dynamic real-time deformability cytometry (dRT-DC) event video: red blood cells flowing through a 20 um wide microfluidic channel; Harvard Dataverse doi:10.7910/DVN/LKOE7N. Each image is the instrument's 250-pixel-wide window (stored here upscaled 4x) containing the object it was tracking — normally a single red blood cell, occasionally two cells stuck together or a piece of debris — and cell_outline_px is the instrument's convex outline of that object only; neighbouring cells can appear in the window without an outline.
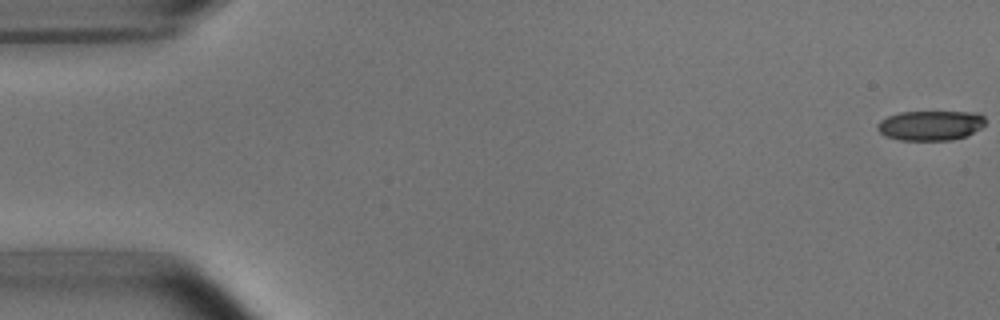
{"species": "common noctule bat (a hibernating species)", "species_latin": "Nyctalus noctula", "temperature_condition": "room temperature", "stored_images_in_passage": 10, "camera_frame_rate_fps": 3000, "um_per_image_px": 0.085, "animal": {"sex": "male", "body_mass_g": 15.6}, "frame": {"image": 1, "passage_image": 1, "time_ms": 0.0, "image_size_px": [1000, 320], "cell_outline_px": [[984, 124], [980, 128], [964, 136], [952, 140], [900, 140], [884, 136], [876, 128], [876, 124], [880, 120], [888, 116], [900, 112], [976, 112], [984, 116]], "centroid_in_image_um": [79.04, 10.66], "position_along_channel_um": 6.0, "area_um2": 18.73}}